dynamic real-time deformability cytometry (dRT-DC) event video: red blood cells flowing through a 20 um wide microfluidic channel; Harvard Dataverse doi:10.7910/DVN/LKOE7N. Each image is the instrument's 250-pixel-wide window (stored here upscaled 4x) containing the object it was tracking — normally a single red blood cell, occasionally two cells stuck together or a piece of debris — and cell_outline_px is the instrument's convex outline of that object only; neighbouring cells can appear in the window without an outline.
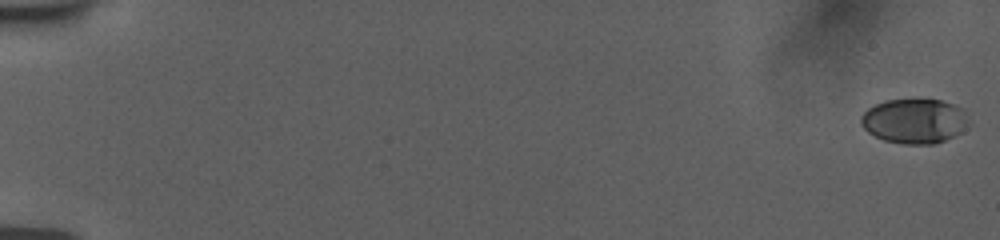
{"species": "human", "species_latin": "Homo sapiens", "temperature_condition": "room temperature", "stored_images_in_passage": 55, "camera_frame_rate_fps": 3000, "um_per_image_px": 0.085, "donor": {"sex": "female"}, "frame": {"image": 1, "passage_image": 1, "time_ms": 0.0, "image_size_px": [1000, 240], "cell_outline_px": [[964, 120], [960, 132], [944, 140], [932, 144], [904, 144], [884, 140], [868, 132], [860, 124], [860, 116], [868, 108], [884, 100], [920, 96], [940, 100], [956, 104], [964, 108]], "centroid_in_image_um": [77.65, 10.22], "position_along_channel_um": 7.3, "area_um2": 28.38}}
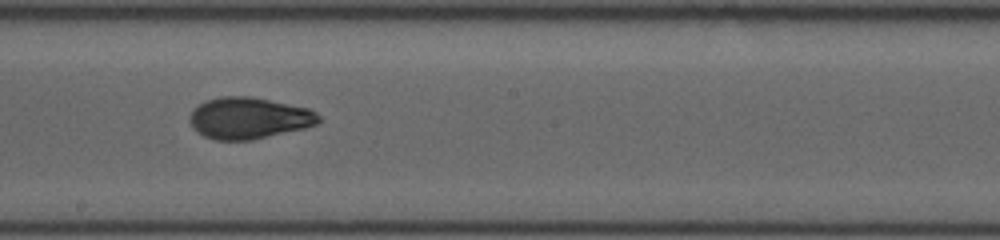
{"frame": {"image": 2, "passage_image": 32, "time_ms": 11.0, "image_size_px": [1000, 240], "cell_outline_px": [[320, 120], [316, 124], [304, 128], [252, 140], [212, 140], [196, 132], [192, 128], [188, 120], [188, 116], [200, 104], [208, 100], [220, 96], [252, 96], [308, 108], [316, 112], [320, 116]], "centroid_in_image_um": [21.12, 10.04], "position_along_channel_um": 227.1, "area_um2": 31.27}}
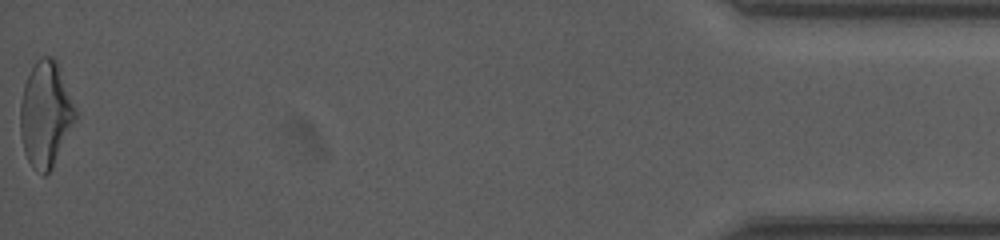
{"frame": {"image": 3, "passage_image": 55, "time_ms": 18.667, "image_size_px": [1000, 240], "cell_outline_px": [[76, 120], [52, 168], [44, 176], [32, 168], [24, 152], [20, 132], [20, 104], [24, 84], [36, 60], [40, 56], [52, 56], [56, 60], [60, 68], [76, 108]], "centroid_in_image_um": [3.87, 9.71], "position_along_channel_um": 431.3, "area_um2": 33.99}, "authors_computed_cell_mechanics": {"area_um2": 30.4028, "velocity_mm_per_s": 3.7748, "shape_relaxation_time_tau1_ms": 5.3684, "shape_relaxation_time_tau2_ms": 1.4132, "deformation_change_tau1": 0.1662, "deformation_change_tau2": 0.0654}}